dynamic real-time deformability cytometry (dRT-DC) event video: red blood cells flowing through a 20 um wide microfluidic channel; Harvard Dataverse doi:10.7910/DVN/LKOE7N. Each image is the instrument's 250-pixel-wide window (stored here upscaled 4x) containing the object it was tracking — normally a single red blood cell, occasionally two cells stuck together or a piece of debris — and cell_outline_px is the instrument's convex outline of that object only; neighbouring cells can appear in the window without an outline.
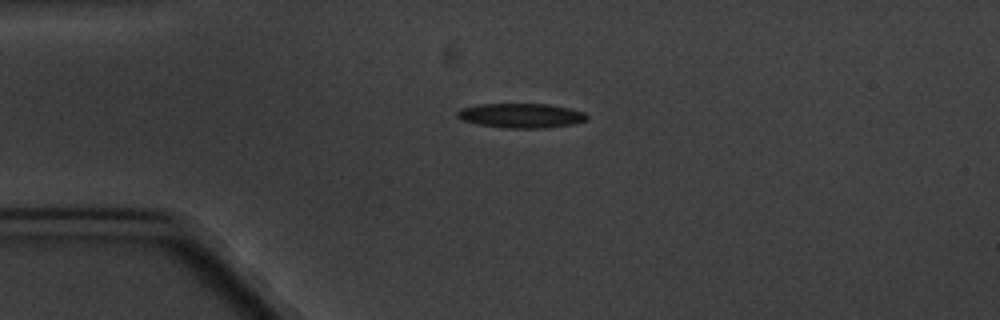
{"species": "common noctule bat (a hibernating species)", "species_latin": "Nyctalus noctula", "temperature_condition": "cold", "stored_images_in_passage": 2, "camera_frame_rate_fps": 3000, "um_per_image_px": 0.085, "animal": {"sex": "male", "body_mass_g": 20.1, "forearm_length_mm": 53.5}, "frame": {"image": 1, "passage_image": 1, "time_ms": 0.0, "image_size_px": [1000, 320], "cell_outline_px": [[588, 120], [576, 124], [548, 128], [508, 128], [476, 124], [464, 120], [456, 116], [456, 112], [460, 108], [480, 104], [548, 104], [568, 108], [584, 112], [588, 116]], "centroid_in_image_um": [44.32, 9.83], "position_along_channel_um": 40.7, "area_um2": 18.67}}